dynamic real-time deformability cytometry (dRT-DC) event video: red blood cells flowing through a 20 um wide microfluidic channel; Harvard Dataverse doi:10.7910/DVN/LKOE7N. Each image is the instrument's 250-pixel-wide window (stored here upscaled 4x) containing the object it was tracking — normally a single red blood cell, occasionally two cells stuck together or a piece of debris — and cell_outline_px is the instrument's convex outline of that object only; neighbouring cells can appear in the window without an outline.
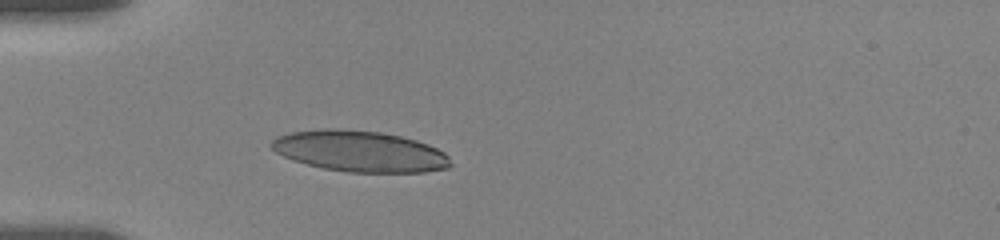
{"species": "human", "species_latin": "Homo sapiens", "temperature_condition": "room temperature", "stored_images_in_passage": 32, "camera_frame_rate_fps": 3000, "um_per_image_px": 0.085, "donor": {"sex": "female"}, "frame": {"image": 1, "passage_image": 3, "time_ms": 1.333, "image_size_px": [1000, 240], "cell_outline_px": [[452, 164], [448, 168], [424, 172], [348, 172], [324, 168], [292, 160], [276, 152], [268, 144], [276, 136], [292, 132], [324, 128], [336, 128], [380, 132], [400, 136], [416, 140], [428, 144], [444, 152], [448, 156]], "centroid_in_image_um": [30.57, 12.85], "position_along_channel_um": 54.4, "area_um2": 42.83}}
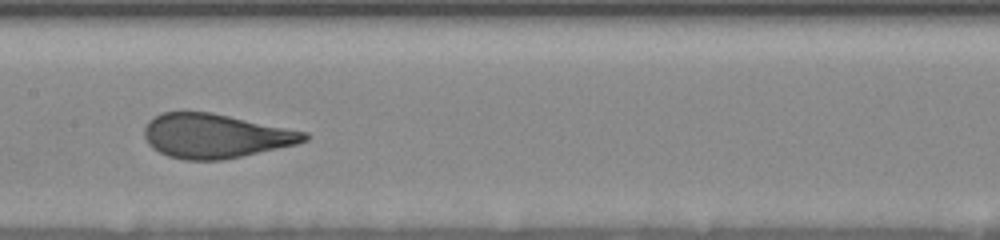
{"frame": {"image": 2, "passage_image": 12, "time_ms": 5.333, "image_size_px": [1000, 240], "cell_outline_px": [[308, 140], [296, 144], [224, 160], [184, 160], [168, 156], [152, 148], [148, 144], [144, 136], [144, 128], [148, 120], [152, 116], [160, 112], [212, 112], [308, 132]], "centroid_in_image_um": [18.27, 11.55], "position_along_channel_um": 189.1, "area_um2": 41.44}}
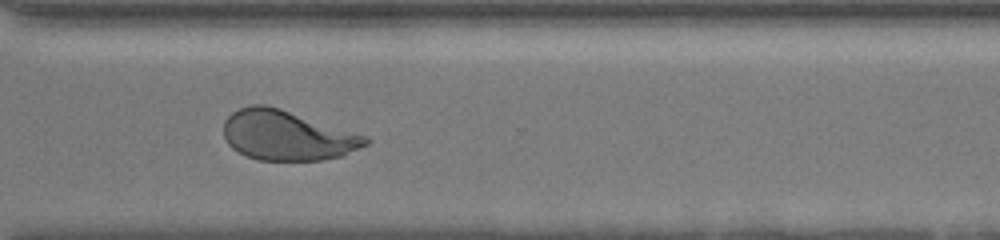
{"frame": {"image": 3, "passage_image": 25, "time_ms": 9.667, "image_size_px": [1000, 240], "cell_outline_px": [[368, 144], [344, 156], [320, 160], [260, 160], [248, 156], [232, 148], [228, 144], [224, 136], [224, 120], [232, 112], [240, 108], [252, 104], [264, 104], [280, 108], [368, 136]], "centroid_in_image_um": [24.41, 11.5], "position_along_channel_um": 346.2, "area_um2": 41.21}, "authors_computed_cell_mechanics": {"area_um2": 41.5582, "velocity_mm_per_s": 3.6312, "shape_relaxation_time_tau1_ms": 4.5965, "shape_relaxation_time_tau2_ms": null, "deformation_change_tau1": 0.1953, "deformation_change_tau2": null}}